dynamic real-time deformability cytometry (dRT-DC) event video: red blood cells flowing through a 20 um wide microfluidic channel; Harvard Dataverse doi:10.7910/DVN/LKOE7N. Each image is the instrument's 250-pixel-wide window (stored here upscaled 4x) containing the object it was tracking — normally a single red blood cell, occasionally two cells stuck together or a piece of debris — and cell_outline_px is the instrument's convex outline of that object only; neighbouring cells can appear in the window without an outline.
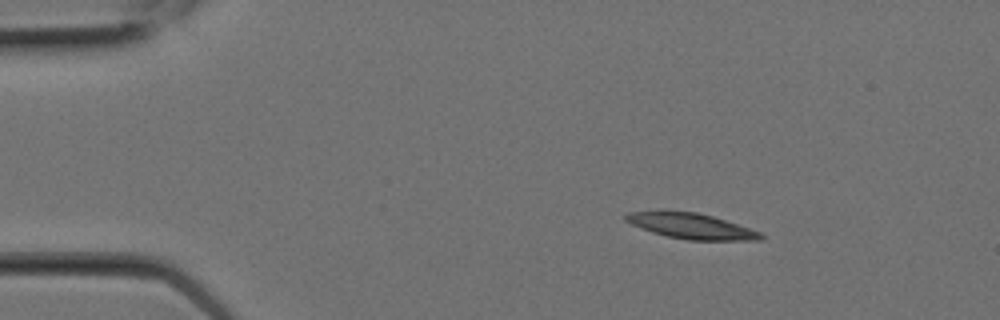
{"species": "Egyptian fruit bat (a non-hibernating species)", "species_latin": "Rousettus aegyptiacus", "temperature_condition": "room temperature", "stored_images_in_passage": 6, "camera_frame_rate_fps": 3000, "um_per_image_px": 0.085, "animal": {"sex": "female"}, "frame": {"image": 1, "passage_image": 2, "time_ms": 0.333, "image_size_px": [1000, 320], "cell_outline_px": [[764, 240], [688, 240], [668, 236], [652, 232], [640, 228], [624, 220], [624, 216], [628, 212], [660, 208], [696, 212], [712, 216], [760, 232], [764, 236]], "centroid_in_image_um": [58.64, 19.17], "position_along_channel_um": 26.4, "area_um2": 20.52}}
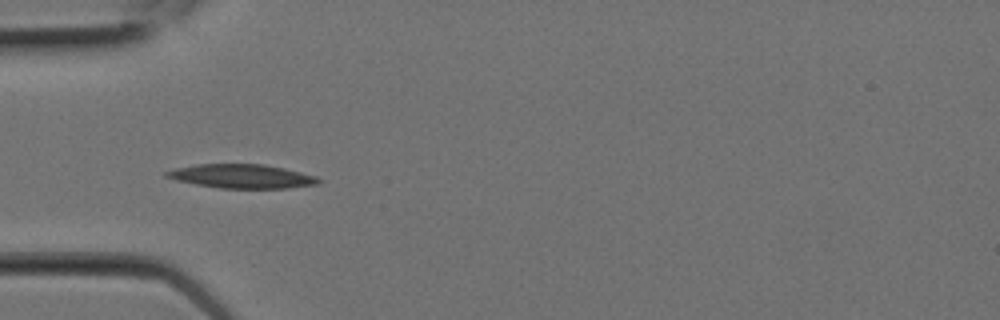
{"frame": {"image": 2, "passage_image": 5, "time_ms": 1.333, "image_size_px": [1000, 320], "cell_outline_px": [[324, 180], [320, 184], [288, 188], [220, 188], [196, 184], [176, 180], [164, 176], [164, 172], [176, 168], [196, 164], [264, 164], [284, 168], [316, 176]], "centroid_in_image_um": [20.59, 14.98], "position_along_channel_um": 64.4, "area_um2": 21.27}}
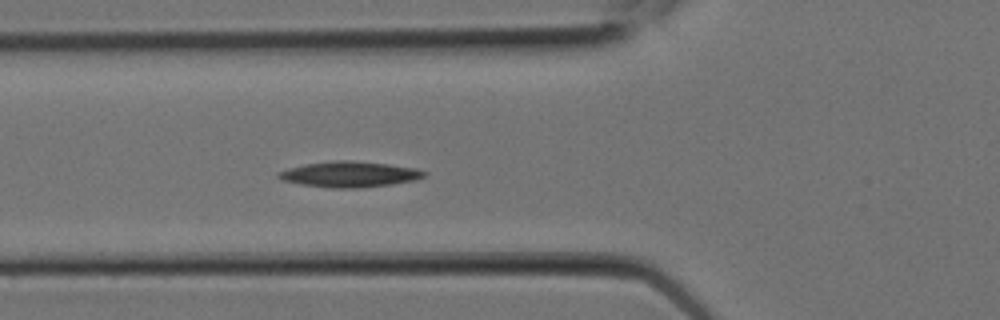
{"frame": {"image": 3, "passage_image": 6, "time_ms": 1.667, "image_size_px": [1000, 320], "cell_outline_px": [[428, 172], [424, 176], [416, 180], [392, 184], [360, 188], [332, 188], [300, 184], [284, 180], [276, 176], [276, 172], [288, 168], [304, 164], [336, 160], [352, 160], [388, 164], [416, 168]], "centroid_in_image_um": [29.71, 14.81], "position_along_channel_um": 96.1, "area_um2": 21.91}}